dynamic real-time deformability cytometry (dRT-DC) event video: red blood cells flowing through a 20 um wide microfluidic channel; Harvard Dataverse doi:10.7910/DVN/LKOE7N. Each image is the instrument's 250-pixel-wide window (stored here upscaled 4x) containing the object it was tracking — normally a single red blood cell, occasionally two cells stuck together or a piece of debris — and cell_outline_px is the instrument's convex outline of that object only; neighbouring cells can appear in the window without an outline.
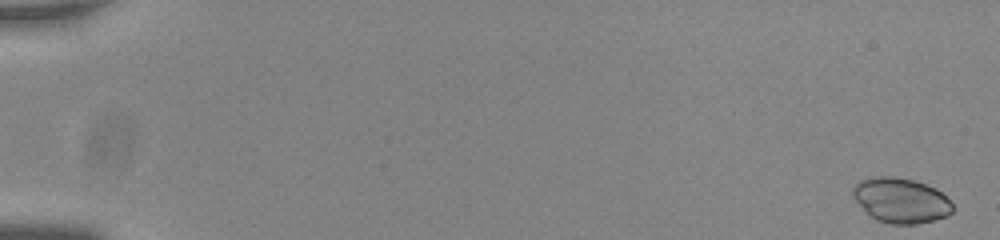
{"species": "common noctule bat (a hibernating species)", "species_latin": "Nyctalus noctula", "temperature_condition": "room temperature", "stored_images_in_passage": 57, "camera_frame_rate_fps": 3000, "um_per_image_px": 0.085, "animal": {"sex": "male", "body_mass_g": 20.0, "forearm_length_mm": 53.3}, "frame": {"image": 1, "passage_image": 2, "time_ms": 0.333, "image_size_px": [1000, 240], "cell_outline_px": [[952, 212], [948, 216], [916, 224], [892, 224], [876, 220], [852, 196], [852, 188], [860, 180], [872, 176], [896, 176], [912, 180], [936, 188], [952, 204]], "centroid_in_image_um": [76.56, 17.02], "position_along_channel_um": 8.4, "area_um2": 25.89}}
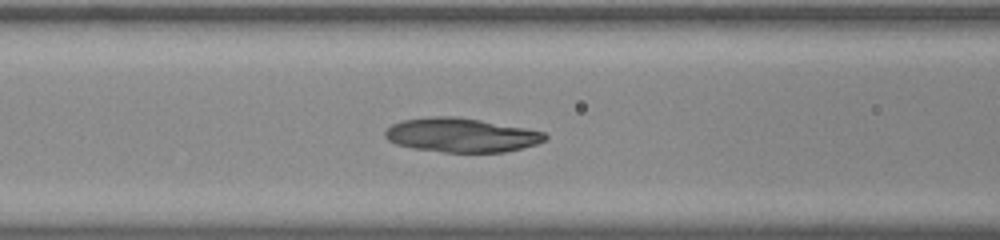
{"frame": {"image": 2, "passage_image": 26, "time_ms": 8.333, "image_size_px": [1000, 240], "cell_outline_px": [[548, 136], [544, 140], [536, 144], [504, 152], [444, 152], [412, 148], [396, 144], [388, 140], [384, 136], [384, 132], [392, 124], [404, 120], [436, 116], [456, 116], [480, 120], [524, 128], [544, 132]], "centroid_in_image_um": [39.18, 11.48], "position_along_channel_um": 127.4, "area_um2": 31.5}}
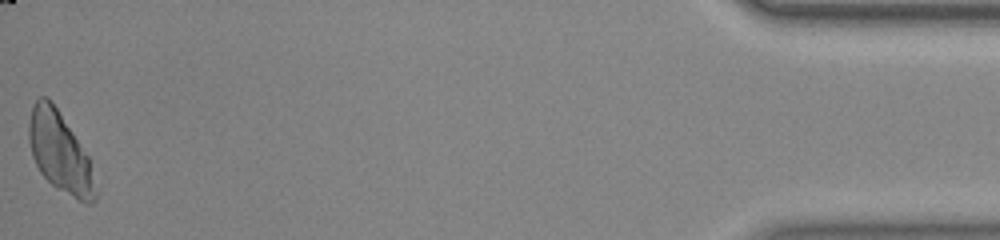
{"frame": {"image": 3, "passage_image": 57, "time_ms": 18.667, "image_size_px": [1000, 240], "cell_outline_px": [[96, 200], [88, 204], [56, 188], [40, 172], [32, 156], [28, 140], [28, 124], [32, 104], [40, 96], [48, 96], [88, 156], [96, 192]], "centroid_in_image_um": [5.04, 12.93], "position_along_channel_um": 430.2, "area_um2": 30.46}}